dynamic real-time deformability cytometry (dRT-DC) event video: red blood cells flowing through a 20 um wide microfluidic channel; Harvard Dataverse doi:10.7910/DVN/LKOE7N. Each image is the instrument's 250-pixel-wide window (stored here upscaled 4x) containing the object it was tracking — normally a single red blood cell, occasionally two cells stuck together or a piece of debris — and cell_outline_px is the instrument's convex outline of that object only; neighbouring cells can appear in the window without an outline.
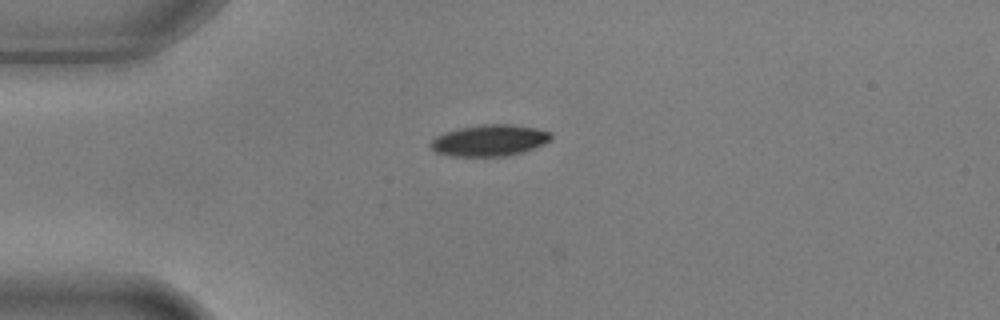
{"species": "common noctule bat (a hibernating species)", "species_latin": "Nyctalus noctula", "temperature_condition": "warm", "stored_images_in_passage": 2, "camera_frame_rate_fps": 3000, "um_per_image_px": 0.085, "animal": {"sex": "male", "body_mass_g": 17.9, "forearm_length_mm": 54.2}, "frame": {"image": 1, "passage_image": 2, "time_ms": 0.333, "image_size_px": [1000, 320], "cell_outline_px": [[552, 140], [544, 144], [524, 152], [504, 156], [448, 156], [436, 152], [428, 144], [436, 136], [444, 132], [460, 128], [480, 124], [508, 124], [536, 128], [552, 132]], "centroid_in_image_um": [41.62, 11.93], "position_along_channel_um": 43.4, "area_um2": 22.2}}